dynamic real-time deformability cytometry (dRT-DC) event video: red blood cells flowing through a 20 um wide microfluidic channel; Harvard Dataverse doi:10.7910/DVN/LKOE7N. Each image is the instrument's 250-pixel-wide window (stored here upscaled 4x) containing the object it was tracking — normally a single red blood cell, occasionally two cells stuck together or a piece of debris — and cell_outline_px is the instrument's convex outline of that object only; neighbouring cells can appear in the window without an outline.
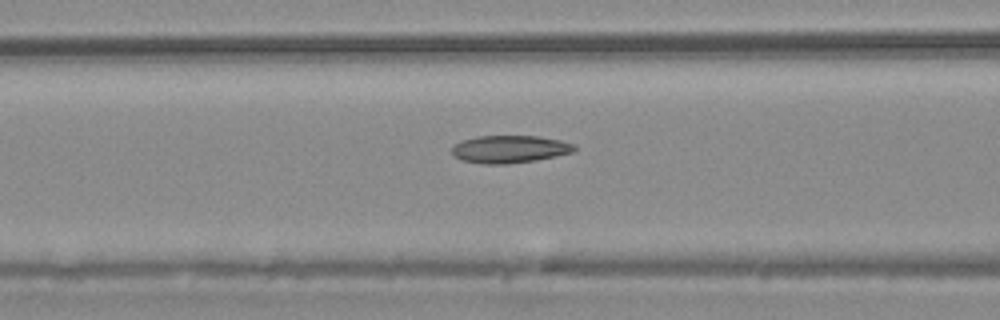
{"species": "common noctule bat (a hibernating species)", "species_latin": "Nyctalus noctula", "temperature_condition": "warm", "stored_images_in_passage": 54, "camera_frame_rate_fps": 3000, "um_per_image_px": 0.085, "animal": {"sex": "male", "body_mass_g": 20.4}, "frame": {"image": 1, "passage_image": 22, "time_ms": 7.0, "image_size_px": [1000, 320], "cell_outline_px": [[576, 148], [572, 152], [536, 160], [508, 164], [484, 164], [460, 160], [452, 156], [452, 148], [456, 144], [464, 140], [476, 136], [536, 136], [560, 140], [576, 144]], "centroid_in_image_um": [43.3, 12.68], "position_along_channel_um": 123.3, "area_um2": 19.65}}
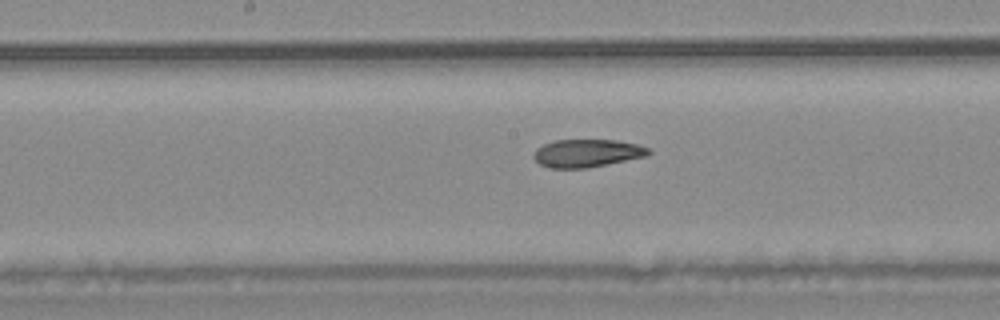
{"frame": {"image": 2, "passage_image": 28, "time_ms": 9.0, "image_size_px": [1000, 320], "cell_outline_px": [[652, 152], [648, 156], [588, 168], [548, 168], [540, 164], [532, 156], [536, 148], [544, 144], [556, 140], [616, 140], [636, 144], [648, 148]], "centroid_in_image_um": [49.9, 13.03], "position_along_channel_um": 198.3, "area_um2": 18.73}}
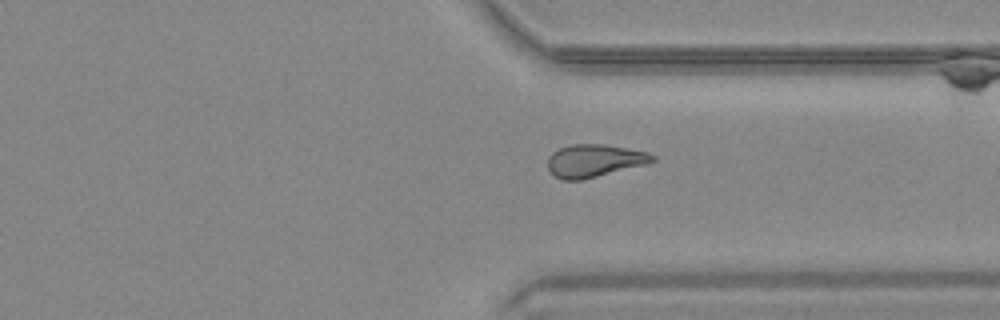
{"frame": {"image": 3, "passage_image": 41, "time_ms": 13.333, "image_size_px": [1000, 320], "cell_outline_px": [[656, 160], [648, 164], [580, 180], [564, 180], [556, 176], [548, 168], [548, 156], [552, 152], [560, 148], [572, 144], [604, 144], [648, 152], [656, 156]], "centroid_in_image_um": [50.54, 13.65], "position_along_channel_um": 360.9, "area_um2": 19.88}, "authors_computed_cell_mechanics": {"area_um2": 20.23, "velocity_mm_per_s": 3.7534, "shape_relaxation_time_tau1_ms": null, "shape_relaxation_time_tau2_ms": 3.8922, "deformation_change_tau1": null, "deformation_change_tau2": 0.1042}}